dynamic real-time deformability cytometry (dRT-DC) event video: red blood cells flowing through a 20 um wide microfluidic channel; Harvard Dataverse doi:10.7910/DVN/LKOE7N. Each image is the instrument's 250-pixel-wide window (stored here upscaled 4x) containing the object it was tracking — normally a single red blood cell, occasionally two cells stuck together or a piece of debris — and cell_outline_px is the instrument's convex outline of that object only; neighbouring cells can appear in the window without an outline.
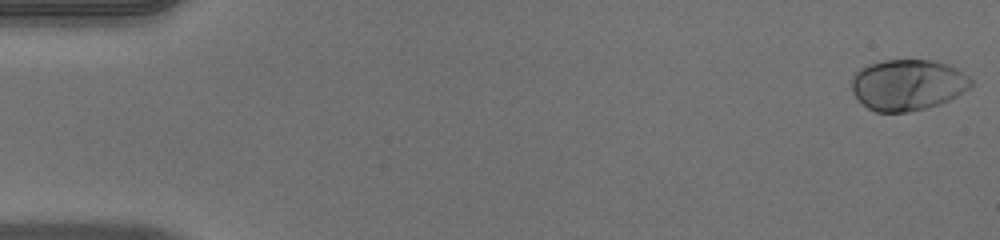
{"species": "human", "species_latin": "Homo sapiens", "temperature_condition": "warm", "stored_images_in_passage": 52, "camera_frame_rate_fps": 3000, "um_per_image_px": 0.085, "donor": {"sex": "male"}, "frame": {"image": 1, "passage_image": 1, "time_ms": 0.0, "image_size_px": [1000, 240], "cell_outline_px": [[972, 84], [968, 88], [956, 96], [940, 104], [928, 108], [908, 112], [876, 112], [868, 108], [852, 92], [852, 76], [860, 68], [868, 64], [884, 60], [932, 60], [948, 64], [956, 68], [968, 76], [972, 80]], "centroid_in_image_um": [77.15, 7.21], "position_along_channel_um": 7.9, "area_um2": 35.49}}
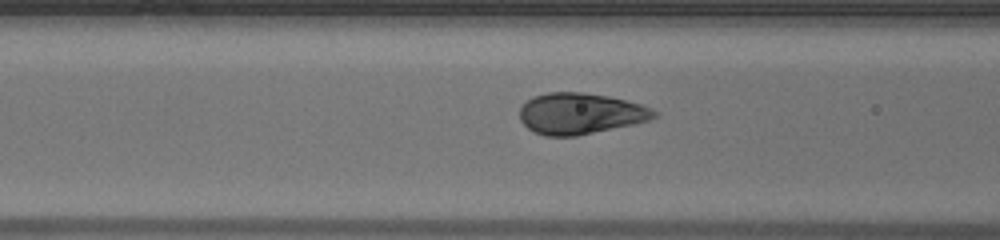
{"frame": {"image": 2, "passage_image": 21, "time_ms": 6.667, "image_size_px": [1000, 240], "cell_outline_px": [[660, 116], [636, 124], [576, 136], [544, 136], [528, 128], [520, 120], [520, 104], [532, 96], [548, 92], [584, 92], [608, 96], [640, 104], [652, 108], [660, 112]], "centroid_in_image_um": [49.34, 9.65], "position_along_channel_um": 117.3, "area_um2": 32.6}}
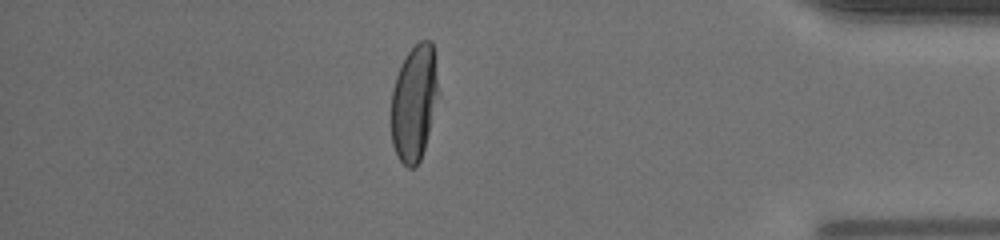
{"frame": {"image": 3, "passage_image": 45, "time_ms": 14.667, "image_size_px": [1000, 240], "cell_outline_px": [[436, 92], [428, 132], [424, 148], [420, 160], [416, 168], [408, 168], [400, 160], [392, 144], [392, 88], [400, 64], [408, 52], [420, 40], [432, 40], [436, 80]], "centroid_in_image_um": [35.15, 8.74], "position_along_channel_um": 400.1, "area_um2": 30.75}, "authors_computed_cell_mechanics": {"area_um2": 33.8419, "velocity_mm_per_s": 3.9808, "shape_relaxation_time_tau1_ms": 2.8003, "shape_relaxation_time_tau2_ms": null, "deformation_change_tau1": 0.1916, "deformation_change_tau2": null}}